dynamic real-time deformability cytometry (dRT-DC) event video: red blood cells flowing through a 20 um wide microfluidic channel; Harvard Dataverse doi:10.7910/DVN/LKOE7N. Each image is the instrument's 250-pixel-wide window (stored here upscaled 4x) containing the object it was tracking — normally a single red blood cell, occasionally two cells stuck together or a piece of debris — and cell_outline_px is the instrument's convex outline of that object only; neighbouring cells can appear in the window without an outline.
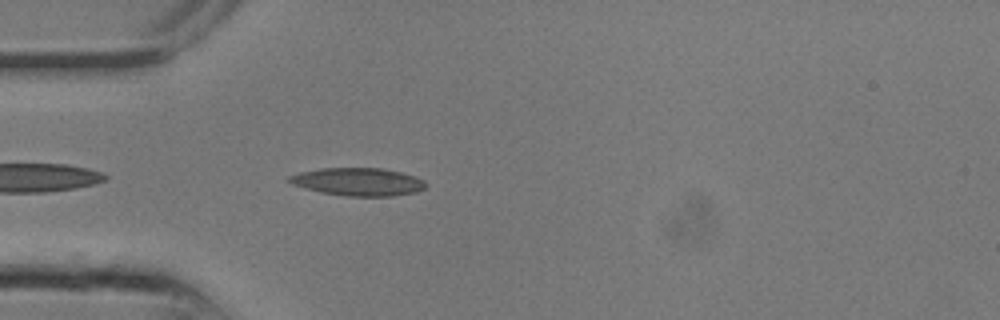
{"species": "common noctule bat (a hibernating species)", "species_latin": "Nyctalus noctula", "temperature_condition": "room temperature", "stored_images_in_passage": 8, "camera_frame_rate_fps": 3000, "um_per_image_px": 0.085, "animal": {"sex": "male", "body_mass_g": 13.3}, "frame": {"image": 1, "passage_image": 3, "time_ms": 0.667, "image_size_px": [1000, 320], "cell_outline_px": [[428, 184], [424, 188], [416, 192], [392, 196], [348, 196], [320, 192], [292, 184], [284, 180], [288, 176], [300, 172], [320, 168], [384, 168], [416, 176], [424, 180]], "centroid_in_image_um": [30.44, 15.44], "position_along_channel_um": 54.6, "area_um2": 22.31}}
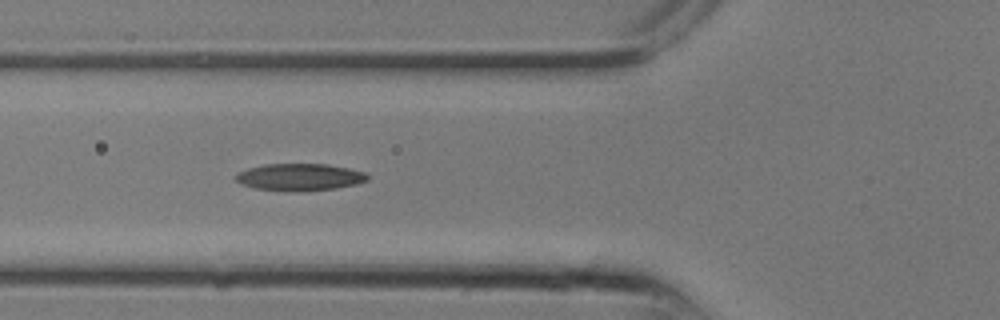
{"frame": {"image": 2, "passage_image": 5, "time_ms": 1.333, "image_size_px": [1000, 320], "cell_outline_px": [[368, 180], [356, 184], [336, 188], [256, 188], [240, 184], [232, 176], [236, 172], [248, 168], [264, 164], [328, 164], [348, 168], [364, 172], [368, 176]], "centroid_in_image_um": [25.44, 14.99], "position_along_channel_um": 100.4, "area_um2": 19.77}}
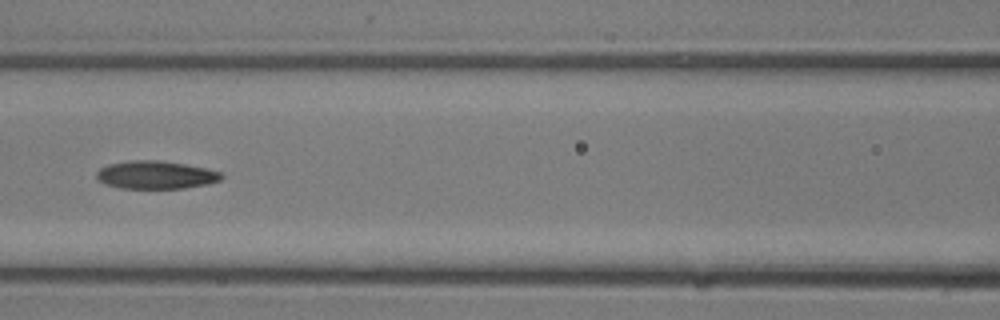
{"frame": {"image": 3, "passage_image": 7, "time_ms": 2.0, "image_size_px": [1000, 320], "cell_outline_px": [[224, 176], [220, 180], [208, 184], [184, 188], [120, 188], [108, 184], [100, 180], [96, 176], [96, 172], [100, 168], [108, 164], [128, 160], [160, 160], [208, 168], [220, 172]], "centroid_in_image_um": [13.26, 14.85], "position_along_channel_um": 153.3, "area_um2": 20.35}}